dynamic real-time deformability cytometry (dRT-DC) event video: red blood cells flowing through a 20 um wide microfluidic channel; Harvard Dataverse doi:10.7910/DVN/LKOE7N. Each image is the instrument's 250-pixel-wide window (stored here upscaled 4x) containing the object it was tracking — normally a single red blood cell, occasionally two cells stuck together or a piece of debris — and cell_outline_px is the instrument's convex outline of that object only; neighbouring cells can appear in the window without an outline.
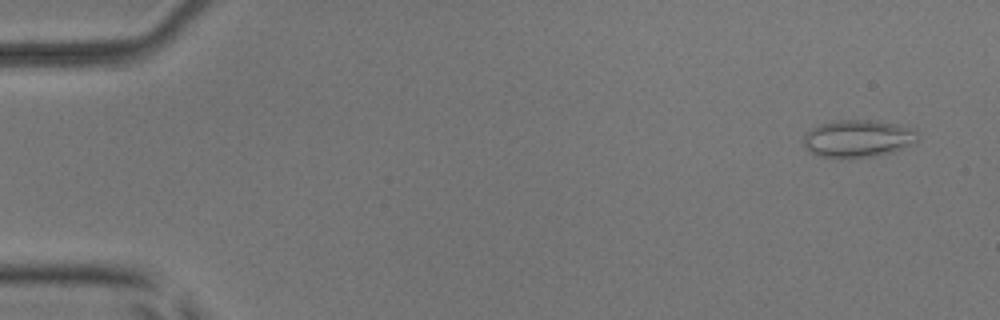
{"species": "common noctule bat (a hibernating species)", "species_latin": "Nyctalus noctula", "temperature_condition": "room temperature", "stored_images_in_passage": 54, "camera_frame_rate_fps": 3000, "um_per_image_px": 0.085, "animal": {"sex": "male", "body_mass_g": 17.9, "forearm_length_mm": 54.2}, "frame": {"image": 1, "passage_image": 3, "time_ms": 0.667, "image_size_px": [1000, 320], "cell_outline_px": [[920, 136], [912, 144], [892, 152], [872, 156], [820, 156], [808, 152], [804, 144], [804, 136], [812, 128], [820, 124], [840, 120], [872, 120], [896, 124], [916, 128]], "centroid_in_image_um": [72.97, 11.75], "position_along_channel_um": 12.0, "area_um2": 24.51}}
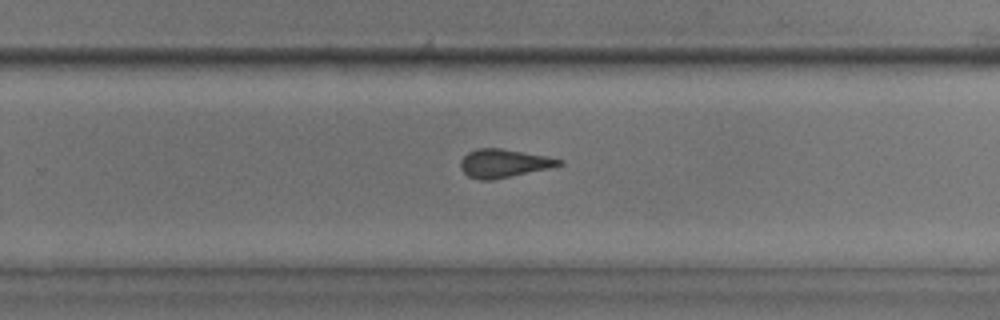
{"frame": {"image": 2, "passage_image": 35, "time_ms": 11.333, "image_size_px": [1000, 320], "cell_outline_px": [[564, 164], [548, 168], [492, 180], [480, 180], [468, 176], [460, 168], [460, 160], [468, 152], [476, 148], [500, 148], [544, 156], [564, 160]], "centroid_in_image_um": [42.77, 13.88], "position_along_channel_um": 287.0, "area_um2": 16.07}}
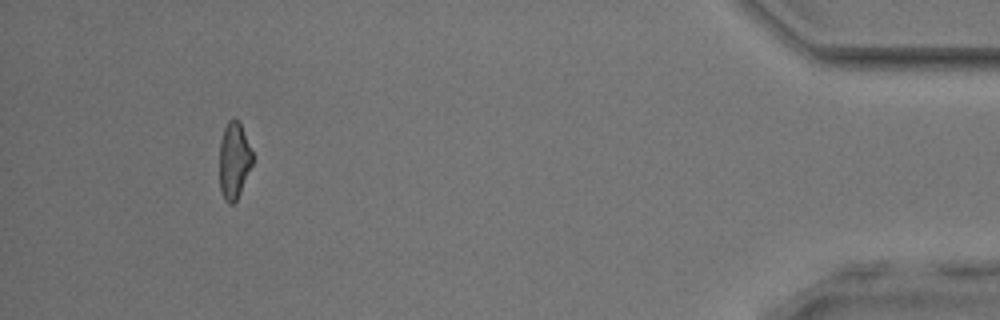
{"frame": {"image": 3, "passage_image": 50, "time_ms": 16.333, "image_size_px": [1000, 320], "cell_outline_px": [[252, 164], [240, 192], [236, 200], [232, 204], [228, 204], [224, 200], [220, 192], [220, 140], [224, 128], [228, 120], [232, 116], [236, 116], [240, 120], [252, 152]], "centroid_in_image_um": [19.88, 13.58], "position_along_channel_um": 415.3, "area_um2": 14.91}, "authors_computed_cell_mechanics": {"area_um2": 17.051, "velocity_mm_per_s": 3.8493, "shape_relaxation_time_tau1_ms": null, "shape_relaxation_time_tau2_ms": 1.8496, "deformation_change_tau1": null, "deformation_change_tau2": 0.0734}}